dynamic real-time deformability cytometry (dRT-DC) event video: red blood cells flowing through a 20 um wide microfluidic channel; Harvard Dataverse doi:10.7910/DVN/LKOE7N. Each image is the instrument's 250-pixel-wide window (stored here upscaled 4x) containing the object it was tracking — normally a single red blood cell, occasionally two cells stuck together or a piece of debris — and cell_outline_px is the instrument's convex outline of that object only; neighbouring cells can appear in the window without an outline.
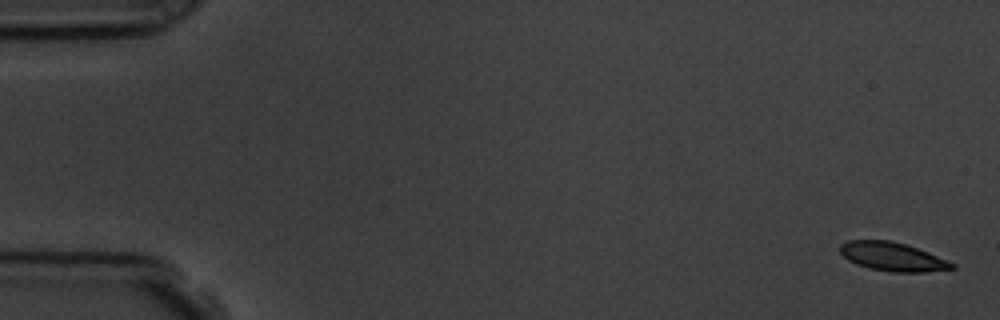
{"species": "common noctule bat (a hibernating species)", "species_latin": "Nyctalus noctula", "temperature_condition": "room temperature", "stored_images_in_passage": 6, "camera_frame_rate_fps": 3000, "um_per_image_px": 0.085, "animal": {"sex": "male", "body_mass_g": 19.5, "forearm_length_mm": 54.6}, "frame": {"image": 1, "passage_image": 1, "time_ms": 0.0, "image_size_px": [1000, 320], "cell_outline_px": [[956, 268], [924, 272], [892, 272], [868, 268], [856, 264], [848, 260], [840, 252], [840, 244], [848, 240], [888, 240], [904, 244], [928, 252], [956, 264]], "centroid_in_image_um": [75.85, 21.82], "position_along_channel_um": 9.2, "area_um2": 18.61}}
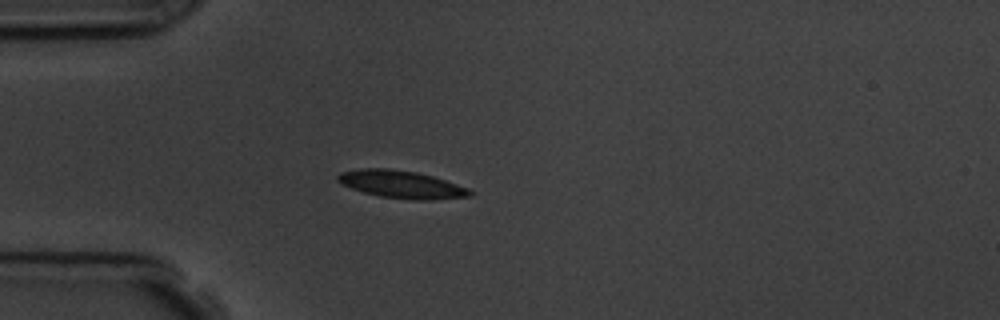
{"frame": {"image": 2, "passage_image": 5, "time_ms": 4.667, "image_size_px": [1000, 320], "cell_outline_px": [[472, 196], [432, 200], [416, 200], [380, 196], [364, 192], [340, 184], [336, 180], [336, 176], [340, 172], [360, 168], [388, 168], [416, 172], [432, 176], [468, 188], [472, 192]], "centroid_in_image_um": [34.09, 15.67], "position_along_channel_um": 50.9, "area_um2": 21.21}}